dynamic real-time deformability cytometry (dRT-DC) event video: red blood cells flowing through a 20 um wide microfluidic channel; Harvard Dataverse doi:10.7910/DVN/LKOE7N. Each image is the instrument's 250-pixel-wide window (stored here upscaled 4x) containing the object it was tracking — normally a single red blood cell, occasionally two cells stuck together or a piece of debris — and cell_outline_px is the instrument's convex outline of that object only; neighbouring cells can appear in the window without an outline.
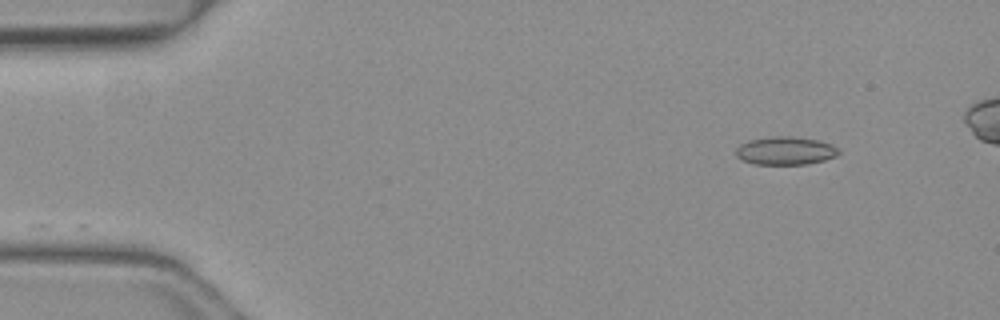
{"species": "common noctule bat (a hibernating species)", "species_latin": "Nyctalus noctula", "temperature_condition": "warm", "stored_images_in_passage": 42, "camera_frame_rate_fps": 3000, "um_per_image_px": 0.085, "animal": {"sex": "female", "body_mass_g": 19.3, "forearm_length_mm": 54.1}, "frame": {"image": 1, "passage_image": 1, "time_ms": 0.0, "image_size_px": [1000, 320], "cell_outline_px": [[840, 152], [836, 156], [824, 160], [808, 164], [756, 164], [744, 160], [736, 156], [736, 148], [740, 144], [748, 140], [772, 136], [788, 136], [816, 140], [832, 144], [840, 148]], "centroid_in_image_um": [66.78, 12.81], "position_along_channel_um": 18.2, "area_um2": 16.82}}
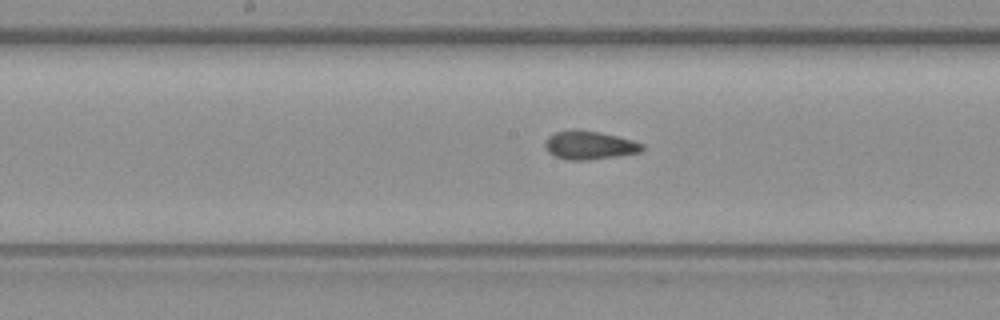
{"frame": {"image": 2, "passage_image": 21, "time_ms": 6.667, "image_size_px": [1000, 320], "cell_outline_px": [[644, 148], [640, 152], [616, 156], [588, 160], [568, 160], [556, 156], [548, 152], [544, 148], [544, 140], [548, 136], [556, 132], [572, 128], [580, 128], [600, 132], [632, 140], [644, 144]], "centroid_in_image_um": [50.05, 12.32], "position_along_channel_um": 198.1, "area_um2": 16.36}}
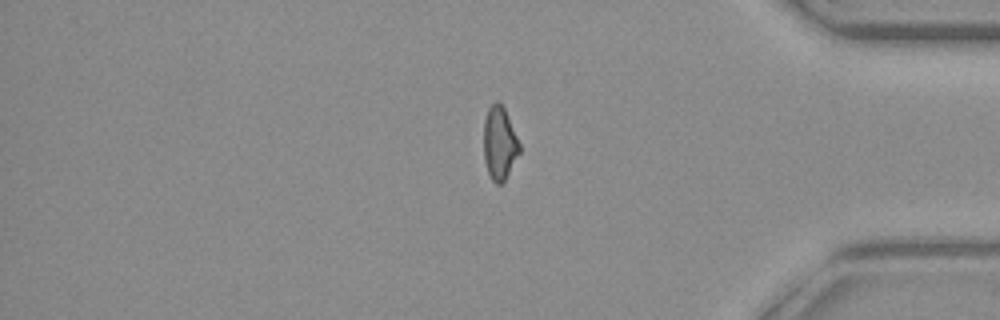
{"frame": {"image": 3, "passage_image": 37, "time_ms": 12.0, "image_size_px": [1000, 320], "cell_outline_px": [[520, 152], [504, 180], [500, 184], [496, 184], [492, 180], [488, 172], [484, 160], [484, 120], [488, 108], [496, 100], [500, 100], [504, 108], [520, 144]], "centroid_in_image_um": [42.45, 12.14], "position_along_channel_um": 392.8, "area_um2": 15.14}, "authors_computed_cell_mechanics": {"area_um2": 16.0684, "velocity_mm_per_s": 4.15, "shape_relaxation_time_tau1_ms": 2.9449, "shape_relaxation_time_tau2_ms": 1.4308, "deformation_change_tau1": 0.0906, "deformation_change_tau2": 0.0882}}